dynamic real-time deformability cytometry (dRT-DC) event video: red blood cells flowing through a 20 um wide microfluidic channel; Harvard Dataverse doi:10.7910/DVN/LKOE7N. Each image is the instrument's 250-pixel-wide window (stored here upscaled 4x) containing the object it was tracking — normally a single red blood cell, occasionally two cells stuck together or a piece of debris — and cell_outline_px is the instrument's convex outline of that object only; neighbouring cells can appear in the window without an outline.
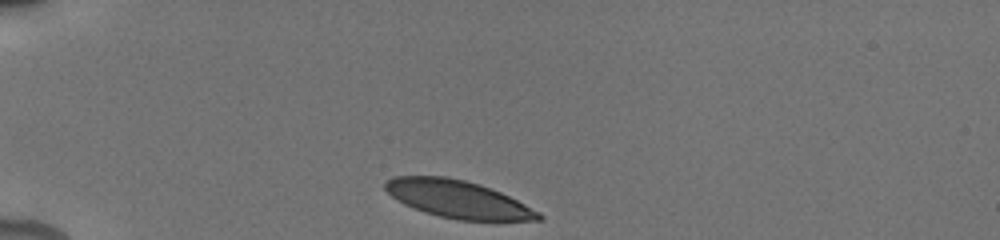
{"species": "human", "species_latin": "Homo sapiens", "temperature_condition": "cold", "stored_images_in_passage": 36, "camera_frame_rate_fps": 3000, "um_per_image_px": 0.085, "donor": {"sex": "male"}, "frame": {"image": 1, "passage_image": 1, "time_ms": 0.0, "image_size_px": [1000, 240], "cell_outline_px": [[544, 220], [456, 220], [424, 212], [404, 204], [392, 196], [384, 188], [384, 184], [392, 176], [448, 176], [480, 184], [500, 192], [540, 212], [544, 216]], "centroid_in_image_um": [38.92, 16.92], "position_along_channel_um": 46.1, "area_um2": 33.35}}
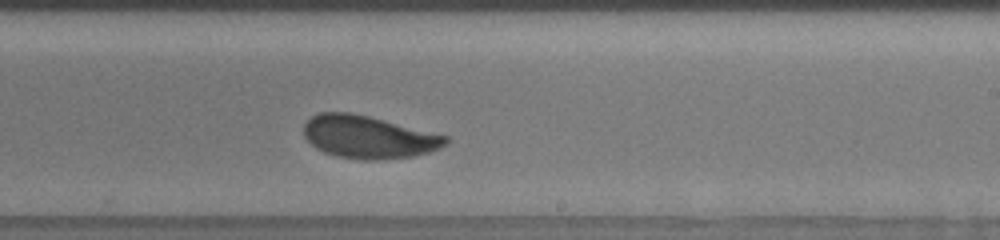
{"frame": {"image": 2, "passage_image": 23, "time_ms": 6.667, "image_size_px": [1000, 240], "cell_outline_px": [[448, 144], [440, 148], [428, 152], [412, 156], [380, 160], [364, 160], [336, 156], [324, 152], [316, 148], [304, 136], [304, 124], [312, 116], [320, 112], [352, 112], [448, 136]], "centroid_in_image_um": [31.31, 11.65], "position_along_channel_um": 257.7, "area_um2": 35.14}}
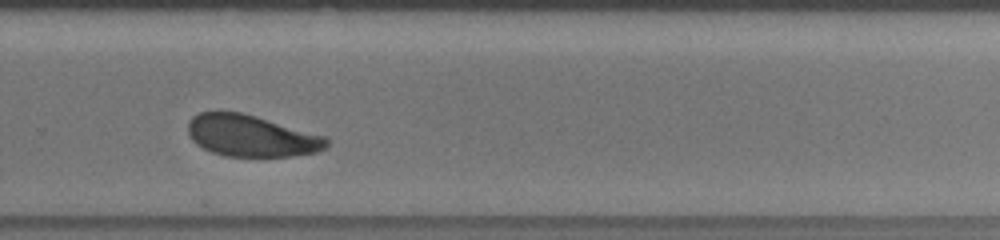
{"frame": {"image": 3, "passage_image": 27, "time_ms": 8.0, "image_size_px": [1000, 240], "cell_outline_px": [[328, 148], [316, 152], [292, 156], [224, 156], [212, 152], [196, 144], [192, 140], [188, 132], [188, 120], [192, 116], [200, 112], [216, 108], [220, 108], [240, 112], [256, 116], [328, 136]], "centroid_in_image_um": [21.33, 11.5], "position_along_channel_um": 308.5, "area_um2": 34.39}, "authors_computed_cell_mechanics": {"area_um2": 35.3736, "velocity_mm_per_s": 3.8164, "shape_relaxation_time_tau1_ms": 2.5629, "shape_relaxation_time_tau2_ms": 3.42, "deformation_change_tau1": 0.1154, "deformation_change_tau2": 0.0564}}